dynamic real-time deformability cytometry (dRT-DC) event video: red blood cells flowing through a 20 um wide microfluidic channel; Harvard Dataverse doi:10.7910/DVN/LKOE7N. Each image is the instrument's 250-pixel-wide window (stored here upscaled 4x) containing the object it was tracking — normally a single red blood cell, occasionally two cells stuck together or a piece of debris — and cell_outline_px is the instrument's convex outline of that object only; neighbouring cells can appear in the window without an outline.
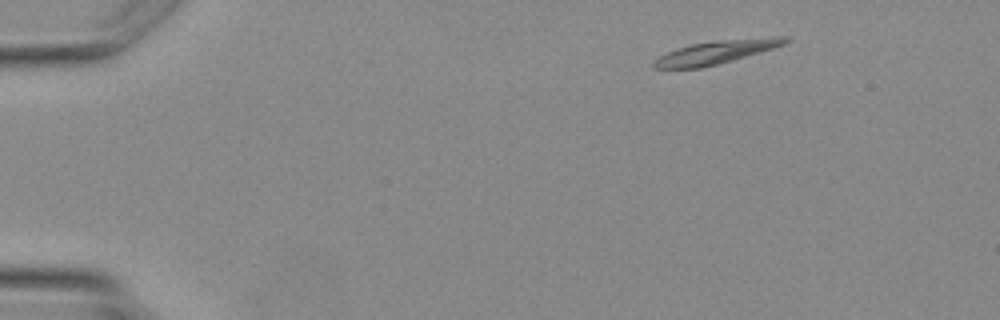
{"species": "Egyptian fruit bat (a non-hibernating species)", "species_latin": "Rousettus aegyptiacus", "temperature_condition": "warm", "stored_images_in_passage": 3, "camera_frame_rate_fps": 3000, "um_per_image_px": 0.085, "animal": {"sex": "female"}, "frame": {"image": 1, "passage_image": 1, "time_ms": 0.0, "image_size_px": [1000, 320], "cell_outline_px": [[792, 40], [784, 44], [760, 52], [732, 60], [700, 68], [652, 68], [652, 60], [676, 48], [692, 44], [720, 40], [768, 36], [788, 36]], "centroid_in_image_um": [60.89, 4.42], "position_along_channel_um": 24.1, "area_um2": 17.8}}